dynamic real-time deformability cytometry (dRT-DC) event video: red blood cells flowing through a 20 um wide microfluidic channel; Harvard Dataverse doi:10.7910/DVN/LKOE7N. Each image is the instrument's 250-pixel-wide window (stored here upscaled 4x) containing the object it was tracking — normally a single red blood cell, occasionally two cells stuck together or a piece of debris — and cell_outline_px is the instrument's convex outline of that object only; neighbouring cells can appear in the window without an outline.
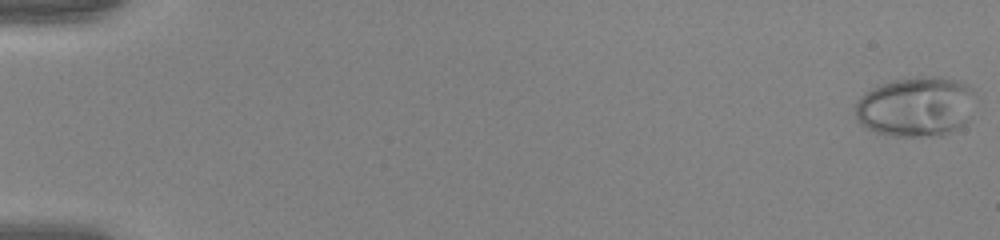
{"species": "human", "species_latin": "Homo sapiens", "temperature_condition": "warm", "stored_images_in_passage": 53, "camera_frame_rate_fps": 3000, "um_per_image_px": 0.085, "donor": {"sex": "female"}, "frame": {"image": 1, "passage_image": 1, "time_ms": 0.0, "image_size_px": [1000, 240], "cell_outline_px": [[972, 116], [960, 128], [944, 136], [892, 136], [876, 132], [860, 124], [856, 120], [856, 104], [860, 96], [872, 88], [892, 80], [920, 76], [944, 76], [960, 80], [968, 84], [972, 88]], "centroid_in_image_um": [77.89, 9.06], "position_along_channel_um": 7.1, "area_um2": 42.54}}
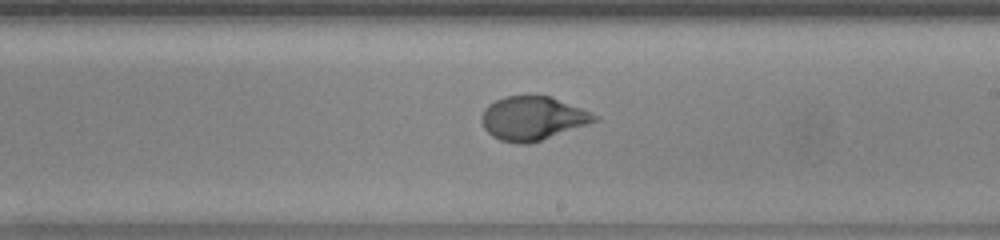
{"frame": {"image": 2, "passage_image": 33, "time_ms": 10.667, "image_size_px": [1000, 240], "cell_outline_px": [[600, 120], [528, 144], [516, 144], [500, 140], [492, 136], [484, 128], [480, 120], [480, 116], [484, 108], [488, 104], [504, 96], [552, 96], [592, 112], [600, 116]], "centroid_in_image_um": [45.27, 10.05], "position_along_channel_um": 243.7, "area_um2": 28.96}}
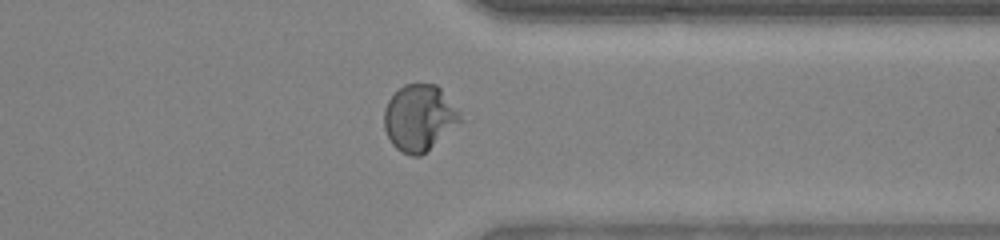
{"frame": {"image": 3, "passage_image": 43, "time_ms": 14.0, "image_size_px": [1000, 240], "cell_outline_px": [[460, 120], [420, 156], [408, 156], [400, 152], [392, 144], [384, 128], [384, 108], [388, 100], [404, 84], [436, 84], [440, 88], [460, 116]], "centroid_in_image_um": [35.55, 10.01], "position_along_channel_um": 375.8, "area_um2": 28.44}, "authors_computed_cell_mechanics": {"area_um2": 29.5936, "velocity_mm_per_s": 3.9834, "shape_relaxation_time_tau1_ms": 3.853, "shape_relaxation_time_tau2_ms": null, "deformation_change_tau1": 0.2448, "deformation_change_tau2": null}}